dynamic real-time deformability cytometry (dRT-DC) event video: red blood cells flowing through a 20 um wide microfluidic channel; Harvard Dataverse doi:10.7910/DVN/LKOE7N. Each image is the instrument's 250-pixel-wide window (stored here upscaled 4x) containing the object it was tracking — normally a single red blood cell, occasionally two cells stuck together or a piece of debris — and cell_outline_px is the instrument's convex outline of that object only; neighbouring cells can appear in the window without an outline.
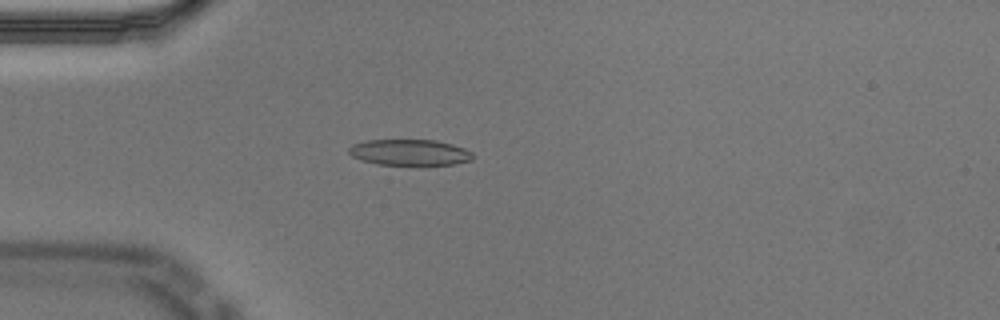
{"species": "Egyptian fruit bat (a non-hibernating species)", "species_latin": "Rousettus aegyptiacus", "temperature_condition": "cold", "stored_images_in_passage": 57, "camera_frame_rate_fps": 3000, "um_per_image_px": 0.085, "animal": {"sex": "male"}, "frame": {"image": 1, "passage_image": 16, "time_ms": 5.0, "image_size_px": [1000, 320], "cell_outline_px": [[472, 160], [456, 164], [412, 168], [376, 164], [360, 160], [352, 156], [348, 152], [348, 148], [352, 144], [368, 140], [436, 140], [452, 144], [464, 148], [472, 152]], "centroid_in_image_um": [34.82, 13.01], "position_along_channel_um": 50.2, "area_um2": 19.83}}
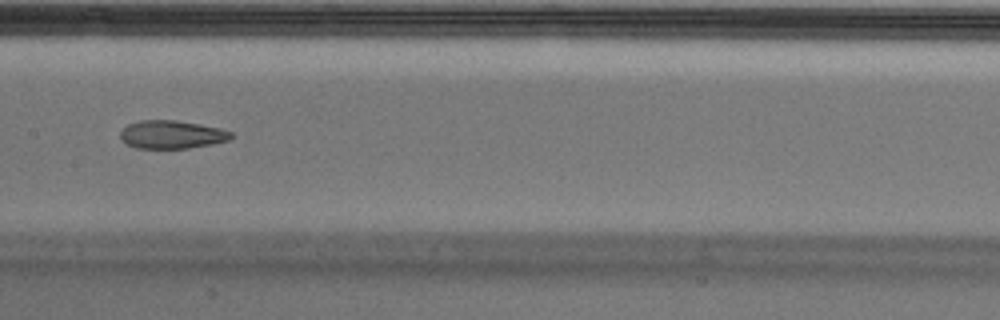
{"frame": {"image": 2, "passage_image": 29, "time_ms": 9.333, "image_size_px": [1000, 320], "cell_outline_px": [[232, 136], [228, 140], [212, 144], [188, 148], [136, 148], [120, 140], [120, 132], [128, 124], [140, 120], [176, 120], [200, 124], [220, 128], [232, 132]], "centroid_in_image_um": [14.58, 11.43], "position_along_channel_um": 192.8, "area_um2": 18.15}}
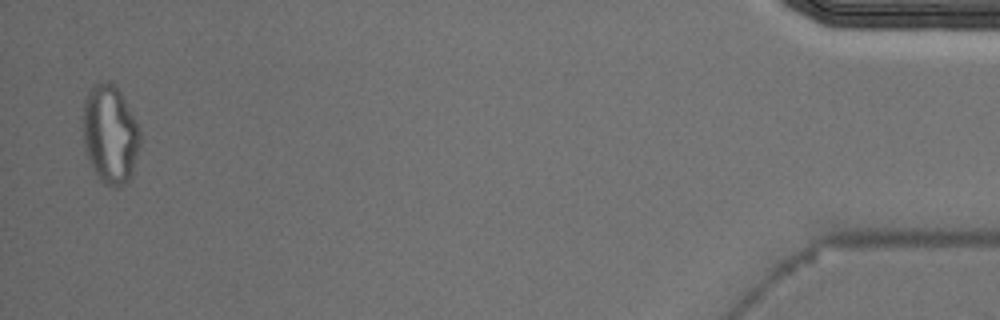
{"frame": {"image": 3, "passage_image": 56, "time_ms": 18.333, "image_size_px": [1000, 320], "cell_outline_px": [[140, 148], [132, 176], [124, 184], [116, 188], [104, 184], [100, 180], [92, 168], [84, 148], [84, 100], [88, 92], [96, 84], [108, 80], [120, 92], [136, 120], [140, 132]], "centroid_in_image_um": [9.38, 11.46], "position_along_channel_um": 425.8, "area_um2": 32.77}, "authors_computed_cell_mechanics": {"area_um2": 19.4786, "velocity_mm_per_s": 3.5339, "shape_relaxation_time_tau1_ms": null, "shape_relaxation_time_tau2_ms": 3.9224, "deformation_change_tau1": null, "deformation_change_tau2": 0.1136}}